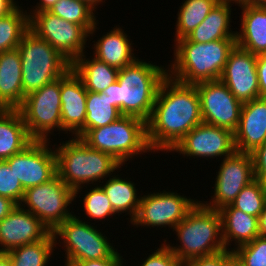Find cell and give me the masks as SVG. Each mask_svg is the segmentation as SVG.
Returning <instances> with one entry per match:
<instances>
[{"instance_id":"cell-1","label":"cell","mask_w":266,"mask_h":266,"mask_svg":"<svg viewBox=\"0 0 266 266\" xmlns=\"http://www.w3.org/2000/svg\"><path fill=\"white\" fill-rule=\"evenodd\" d=\"M202 122L196 86L168 75L160 85L151 117L146 122L148 145L153 152H171Z\"/></svg>"},{"instance_id":"cell-2","label":"cell","mask_w":266,"mask_h":266,"mask_svg":"<svg viewBox=\"0 0 266 266\" xmlns=\"http://www.w3.org/2000/svg\"><path fill=\"white\" fill-rule=\"evenodd\" d=\"M164 66L136 59L118 71L117 81L103 93L122 115L135 116L147 122L163 80L168 76Z\"/></svg>"},{"instance_id":"cell-3","label":"cell","mask_w":266,"mask_h":266,"mask_svg":"<svg viewBox=\"0 0 266 266\" xmlns=\"http://www.w3.org/2000/svg\"><path fill=\"white\" fill-rule=\"evenodd\" d=\"M174 61L168 75L184 84L219 80L236 39L196 43L182 38L175 42Z\"/></svg>"},{"instance_id":"cell-4","label":"cell","mask_w":266,"mask_h":266,"mask_svg":"<svg viewBox=\"0 0 266 266\" xmlns=\"http://www.w3.org/2000/svg\"><path fill=\"white\" fill-rule=\"evenodd\" d=\"M59 145L54 148L57 175L75 191V200L83 184L101 183L122 166L111 155L89 147L77 137Z\"/></svg>"},{"instance_id":"cell-5","label":"cell","mask_w":266,"mask_h":266,"mask_svg":"<svg viewBox=\"0 0 266 266\" xmlns=\"http://www.w3.org/2000/svg\"><path fill=\"white\" fill-rule=\"evenodd\" d=\"M200 202L198 201L173 229L180 245L167 244L181 263L226 250L219 211L208 208L203 201Z\"/></svg>"},{"instance_id":"cell-6","label":"cell","mask_w":266,"mask_h":266,"mask_svg":"<svg viewBox=\"0 0 266 266\" xmlns=\"http://www.w3.org/2000/svg\"><path fill=\"white\" fill-rule=\"evenodd\" d=\"M80 139L89 147L111 155L122 166L133 156L152 151L146 122L135 116L123 115L108 125L88 129Z\"/></svg>"},{"instance_id":"cell-7","label":"cell","mask_w":266,"mask_h":266,"mask_svg":"<svg viewBox=\"0 0 266 266\" xmlns=\"http://www.w3.org/2000/svg\"><path fill=\"white\" fill-rule=\"evenodd\" d=\"M17 49L21 56L25 96L62 77L71 69V63L65 57L30 29L23 35Z\"/></svg>"},{"instance_id":"cell-8","label":"cell","mask_w":266,"mask_h":266,"mask_svg":"<svg viewBox=\"0 0 266 266\" xmlns=\"http://www.w3.org/2000/svg\"><path fill=\"white\" fill-rule=\"evenodd\" d=\"M78 216H71L62 222L52 233L56 240L60 237L66 247L64 266L74 262L111 258L118 250L111 245L95 226L83 222Z\"/></svg>"},{"instance_id":"cell-9","label":"cell","mask_w":266,"mask_h":266,"mask_svg":"<svg viewBox=\"0 0 266 266\" xmlns=\"http://www.w3.org/2000/svg\"><path fill=\"white\" fill-rule=\"evenodd\" d=\"M61 77L25 96L18 108L33 140L47 141L48 134L61 131Z\"/></svg>"},{"instance_id":"cell-10","label":"cell","mask_w":266,"mask_h":266,"mask_svg":"<svg viewBox=\"0 0 266 266\" xmlns=\"http://www.w3.org/2000/svg\"><path fill=\"white\" fill-rule=\"evenodd\" d=\"M74 199L75 191L56 174L48 182L26 189L20 206L25 208L26 205L28 209L25 210L34 214L53 232L62 222L73 216L67 206Z\"/></svg>"},{"instance_id":"cell-11","label":"cell","mask_w":266,"mask_h":266,"mask_svg":"<svg viewBox=\"0 0 266 266\" xmlns=\"http://www.w3.org/2000/svg\"><path fill=\"white\" fill-rule=\"evenodd\" d=\"M29 29L46 40L71 64L85 54L89 33L78 24L66 21L49 11L34 13L29 18Z\"/></svg>"},{"instance_id":"cell-12","label":"cell","mask_w":266,"mask_h":266,"mask_svg":"<svg viewBox=\"0 0 266 266\" xmlns=\"http://www.w3.org/2000/svg\"><path fill=\"white\" fill-rule=\"evenodd\" d=\"M198 200L181 196L177 192H157L141 196L136 217L131 221L136 227H171L179 224ZM166 225V226H165Z\"/></svg>"},{"instance_id":"cell-13","label":"cell","mask_w":266,"mask_h":266,"mask_svg":"<svg viewBox=\"0 0 266 266\" xmlns=\"http://www.w3.org/2000/svg\"><path fill=\"white\" fill-rule=\"evenodd\" d=\"M204 123L236 131L242 103L219 79L195 84Z\"/></svg>"},{"instance_id":"cell-14","label":"cell","mask_w":266,"mask_h":266,"mask_svg":"<svg viewBox=\"0 0 266 266\" xmlns=\"http://www.w3.org/2000/svg\"><path fill=\"white\" fill-rule=\"evenodd\" d=\"M6 161L25 190L48 182L57 174L56 154L48 140H33Z\"/></svg>"},{"instance_id":"cell-15","label":"cell","mask_w":266,"mask_h":266,"mask_svg":"<svg viewBox=\"0 0 266 266\" xmlns=\"http://www.w3.org/2000/svg\"><path fill=\"white\" fill-rule=\"evenodd\" d=\"M222 161L216 176L212 201L203 203L215 210L232 204L241 190L255 180L251 153L235 151Z\"/></svg>"},{"instance_id":"cell-16","label":"cell","mask_w":266,"mask_h":266,"mask_svg":"<svg viewBox=\"0 0 266 266\" xmlns=\"http://www.w3.org/2000/svg\"><path fill=\"white\" fill-rule=\"evenodd\" d=\"M182 156L220 158L232 155L235 151L234 133L228 129L200 123L189 131L175 146L172 152Z\"/></svg>"},{"instance_id":"cell-17","label":"cell","mask_w":266,"mask_h":266,"mask_svg":"<svg viewBox=\"0 0 266 266\" xmlns=\"http://www.w3.org/2000/svg\"><path fill=\"white\" fill-rule=\"evenodd\" d=\"M257 55L235 46L230 52L220 80L243 104L260 98Z\"/></svg>"},{"instance_id":"cell-18","label":"cell","mask_w":266,"mask_h":266,"mask_svg":"<svg viewBox=\"0 0 266 266\" xmlns=\"http://www.w3.org/2000/svg\"><path fill=\"white\" fill-rule=\"evenodd\" d=\"M50 233L39 218L17 205L0 221V253L44 240Z\"/></svg>"},{"instance_id":"cell-19","label":"cell","mask_w":266,"mask_h":266,"mask_svg":"<svg viewBox=\"0 0 266 266\" xmlns=\"http://www.w3.org/2000/svg\"><path fill=\"white\" fill-rule=\"evenodd\" d=\"M60 96L61 131L80 138L85 133L87 90L72 69L61 77Z\"/></svg>"},{"instance_id":"cell-20","label":"cell","mask_w":266,"mask_h":266,"mask_svg":"<svg viewBox=\"0 0 266 266\" xmlns=\"http://www.w3.org/2000/svg\"><path fill=\"white\" fill-rule=\"evenodd\" d=\"M234 143L236 151L244 153H252L266 143V98L242 104Z\"/></svg>"},{"instance_id":"cell-21","label":"cell","mask_w":266,"mask_h":266,"mask_svg":"<svg viewBox=\"0 0 266 266\" xmlns=\"http://www.w3.org/2000/svg\"><path fill=\"white\" fill-rule=\"evenodd\" d=\"M241 31H236V44L254 55L266 53V6L240 5Z\"/></svg>"},{"instance_id":"cell-22","label":"cell","mask_w":266,"mask_h":266,"mask_svg":"<svg viewBox=\"0 0 266 266\" xmlns=\"http://www.w3.org/2000/svg\"><path fill=\"white\" fill-rule=\"evenodd\" d=\"M25 95L22 89V64L17 48L0 53V102L7 109H18Z\"/></svg>"},{"instance_id":"cell-23","label":"cell","mask_w":266,"mask_h":266,"mask_svg":"<svg viewBox=\"0 0 266 266\" xmlns=\"http://www.w3.org/2000/svg\"><path fill=\"white\" fill-rule=\"evenodd\" d=\"M218 211L221 216L222 238L226 250H231L229 243L232 241H235V246L238 247L260 236L258 217L246 214L231 204Z\"/></svg>"},{"instance_id":"cell-24","label":"cell","mask_w":266,"mask_h":266,"mask_svg":"<svg viewBox=\"0 0 266 266\" xmlns=\"http://www.w3.org/2000/svg\"><path fill=\"white\" fill-rule=\"evenodd\" d=\"M127 37L129 36L124 30L116 26L93 44V57L118 70L130 65L137 57L133 53L132 42Z\"/></svg>"},{"instance_id":"cell-25","label":"cell","mask_w":266,"mask_h":266,"mask_svg":"<svg viewBox=\"0 0 266 266\" xmlns=\"http://www.w3.org/2000/svg\"><path fill=\"white\" fill-rule=\"evenodd\" d=\"M32 141L18 109L0 112V160L9 159Z\"/></svg>"},{"instance_id":"cell-26","label":"cell","mask_w":266,"mask_h":266,"mask_svg":"<svg viewBox=\"0 0 266 266\" xmlns=\"http://www.w3.org/2000/svg\"><path fill=\"white\" fill-rule=\"evenodd\" d=\"M231 7V3L220 0L203 22L185 38L196 43H208L220 39H236V32L230 28Z\"/></svg>"},{"instance_id":"cell-27","label":"cell","mask_w":266,"mask_h":266,"mask_svg":"<svg viewBox=\"0 0 266 266\" xmlns=\"http://www.w3.org/2000/svg\"><path fill=\"white\" fill-rule=\"evenodd\" d=\"M78 57L72 64L71 69L82 80L87 91L100 93L117 81L118 69L114 68L97 58Z\"/></svg>"},{"instance_id":"cell-28","label":"cell","mask_w":266,"mask_h":266,"mask_svg":"<svg viewBox=\"0 0 266 266\" xmlns=\"http://www.w3.org/2000/svg\"><path fill=\"white\" fill-rule=\"evenodd\" d=\"M114 176V177H113ZM106 183L99 186L103 189L116 213H124L130 215V222L136 217L139 209L141 197L137 196L134 182L122 179L113 175ZM138 197V198H137Z\"/></svg>"},{"instance_id":"cell-29","label":"cell","mask_w":266,"mask_h":266,"mask_svg":"<svg viewBox=\"0 0 266 266\" xmlns=\"http://www.w3.org/2000/svg\"><path fill=\"white\" fill-rule=\"evenodd\" d=\"M220 0H185L178 11L176 22V39L185 38L203 20Z\"/></svg>"},{"instance_id":"cell-30","label":"cell","mask_w":266,"mask_h":266,"mask_svg":"<svg viewBox=\"0 0 266 266\" xmlns=\"http://www.w3.org/2000/svg\"><path fill=\"white\" fill-rule=\"evenodd\" d=\"M56 243L51 232L44 240L17 247L6 254L12 266H46Z\"/></svg>"},{"instance_id":"cell-31","label":"cell","mask_w":266,"mask_h":266,"mask_svg":"<svg viewBox=\"0 0 266 266\" xmlns=\"http://www.w3.org/2000/svg\"><path fill=\"white\" fill-rule=\"evenodd\" d=\"M123 116L120 110L111 105V100L103 92L87 91L85 132L115 122Z\"/></svg>"},{"instance_id":"cell-32","label":"cell","mask_w":266,"mask_h":266,"mask_svg":"<svg viewBox=\"0 0 266 266\" xmlns=\"http://www.w3.org/2000/svg\"><path fill=\"white\" fill-rule=\"evenodd\" d=\"M23 11L18 5L11 13L0 17V53L17 48L29 30V15Z\"/></svg>"},{"instance_id":"cell-33","label":"cell","mask_w":266,"mask_h":266,"mask_svg":"<svg viewBox=\"0 0 266 266\" xmlns=\"http://www.w3.org/2000/svg\"><path fill=\"white\" fill-rule=\"evenodd\" d=\"M94 11L91 6L81 0H59L49 10L53 15L81 25L89 35H93L97 29L98 20H96Z\"/></svg>"},{"instance_id":"cell-34","label":"cell","mask_w":266,"mask_h":266,"mask_svg":"<svg viewBox=\"0 0 266 266\" xmlns=\"http://www.w3.org/2000/svg\"><path fill=\"white\" fill-rule=\"evenodd\" d=\"M265 202L266 183L255 179L241 190L231 205L246 214L259 218Z\"/></svg>"},{"instance_id":"cell-35","label":"cell","mask_w":266,"mask_h":266,"mask_svg":"<svg viewBox=\"0 0 266 266\" xmlns=\"http://www.w3.org/2000/svg\"><path fill=\"white\" fill-rule=\"evenodd\" d=\"M232 253L241 266H266V237L257 236L249 243L232 248Z\"/></svg>"},{"instance_id":"cell-36","label":"cell","mask_w":266,"mask_h":266,"mask_svg":"<svg viewBox=\"0 0 266 266\" xmlns=\"http://www.w3.org/2000/svg\"><path fill=\"white\" fill-rule=\"evenodd\" d=\"M83 198V207L88 217L95 220H103L106 217L117 214L109 201V198L100 186L89 189Z\"/></svg>"},{"instance_id":"cell-37","label":"cell","mask_w":266,"mask_h":266,"mask_svg":"<svg viewBox=\"0 0 266 266\" xmlns=\"http://www.w3.org/2000/svg\"><path fill=\"white\" fill-rule=\"evenodd\" d=\"M25 189L6 160H0V196L12 199L20 205Z\"/></svg>"},{"instance_id":"cell-38","label":"cell","mask_w":266,"mask_h":266,"mask_svg":"<svg viewBox=\"0 0 266 266\" xmlns=\"http://www.w3.org/2000/svg\"><path fill=\"white\" fill-rule=\"evenodd\" d=\"M161 244L160 248L148 255L147 259L142 262L141 266H179L181 262L170 250L168 245L165 243Z\"/></svg>"},{"instance_id":"cell-39","label":"cell","mask_w":266,"mask_h":266,"mask_svg":"<svg viewBox=\"0 0 266 266\" xmlns=\"http://www.w3.org/2000/svg\"><path fill=\"white\" fill-rule=\"evenodd\" d=\"M233 257L232 250H224L217 254L191 259L185 266H224Z\"/></svg>"},{"instance_id":"cell-40","label":"cell","mask_w":266,"mask_h":266,"mask_svg":"<svg viewBox=\"0 0 266 266\" xmlns=\"http://www.w3.org/2000/svg\"><path fill=\"white\" fill-rule=\"evenodd\" d=\"M255 179L266 183V143L257 147L252 153Z\"/></svg>"},{"instance_id":"cell-41","label":"cell","mask_w":266,"mask_h":266,"mask_svg":"<svg viewBox=\"0 0 266 266\" xmlns=\"http://www.w3.org/2000/svg\"><path fill=\"white\" fill-rule=\"evenodd\" d=\"M122 257L123 256H120V253L117 251L109 259L74 262L71 266H123Z\"/></svg>"},{"instance_id":"cell-42","label":"cell","mask_w":266,"mask_h":266,"mask_svg":"<svg viewBox=\"0 0 266 266\" xmlns=\"http://www.w3.org/2000/svg\"><path fill=\"white\" fill-rule=\"evenodd\" d=\"M256 68L260 97L266 98V53L257 55Z\"/></svg>"},{"instance_id":"cell-43","label":"cell","mask_w":266,"mask_h":266,"mask_svg":"<svg viewBox=\"0 0 266 266\" xmlns=\"http://www.w3.org/2000/svg\"><path fill=\"white\" fill-rule=\"evenodd\" d=\"M17 203L12 199L0 196V221L3 220L14 208L17 207Z\"/></svg>"},{"instance_id":"cell-44","label":"cell","mask_w":266,"mask_h":266,"mask_svg":"<svg viewBox=\"0 0 266 266\" xmlns=\"http://www.w3.org/2000/svg\"><path fill=\"white\" fill-rule=\"evenodd\" d=\"M58 1L59 0H40L37 6H35V10H31L30 13L28 12L29 18L36 12L49 11Z\"/></svg>"},{"instance_id":"cell-45","label":"cell","mask_w":266,"mask_h":266,"mask_svg":"<svg viewBox=\"0 0 266 266\" xmlns=\"http://www.w3.org/2000/svg\"><path fill=\"white\" fill-rule=\"evenodd\" d=\"M15 0H0V17L11 13L18 5Z\"/></svg>"},{"instance_id":"cell-46","label":"cell","mask_w":266,"mask_h":266,"mask_svg":"<svg viewBox=\"0 0 266 266\" xmlns=\"http://www.w3.org/2000/svg\"><path fill=\"white\" fill-rule=\"evenodd\" d=\"M259 234L262 237H266V202L259 218Z\"/></svg>"},{"instance_id":"cell-47","label":"cell","mask_w":266,"mask_h":266,"mask_svg":"<svg viewBox=\"0 0 266 266\" xmlns=\"http://www.w3.org/2000/svg\"><path fill=\"white\" fill-rule=\"evenodd\" d=\"M0 266H12L11 260L6 253H0Z\"/></svg>"},{"instance_id":"cell-48","label":"cell","mask_w":266,"mask_h":266,"mask_svg":"<svg viewBox=\"0 0 266 266\" xmlns=\"http://www.w3.org/2000/svg\"><path fill=\"white\" fill-rule=\"evenodd\" d=\"M221 1L233 3V4L235 2V4H237V5L239 4L238 6L243 5V4H252L253 5V0H221Z\"/></svg>"},{"instance_id":"cell-49","label":"cell","mask_w":266,"mask_h":266,"mask_svg":"<svg viewBox=\"0 0 266 266\" xmlns=\"http://www.w3.org/2000/svg\"><path fill=\"white\" fill-rule=\"evenodd\" d=\"M86 2L89 6H91L94 10L97 8L95 6L100 5L101 2H103V0H81Z\"/></svg>"},{"instance_id":"cell-50","label":"cell","mask_w":266,"mask_h":266,"mask_svg":"<svg viewBox=\"0 0 266 266\" xmlns=\"http://www.w3.org/2000/svg\"><path fill=\"white\" fill-rule=\"evenodd\" d=\"M224 266H241V264L233 256Z\"/></svg>"},{"instance_id":"cell-51","label":"cell","mask_w":266,"mask_h":266,"mask_svg":"<svg viewBox=\"0 0 266 266\" xmlns=\"http://www.w3.org/2000/svg\"><path fill=\"white\" fill-rule=\"evenodd\" d=\"M253 5L266 6V0H253Z\"/></svg>"},{"instance_id":"cell-52","label":"cell","mask_w":266,"mask_h":266,"mask_svg":"<svg viewBox=\"0 0 266 266\" xmlns=\"http://www.w3.org/2000/svg\"><path fill=\"white\" fill-rule=\"evenodd\" d=\"M5 109H7V108L0 102V112L4 111Z\"/></svg>"}]
</instances>
